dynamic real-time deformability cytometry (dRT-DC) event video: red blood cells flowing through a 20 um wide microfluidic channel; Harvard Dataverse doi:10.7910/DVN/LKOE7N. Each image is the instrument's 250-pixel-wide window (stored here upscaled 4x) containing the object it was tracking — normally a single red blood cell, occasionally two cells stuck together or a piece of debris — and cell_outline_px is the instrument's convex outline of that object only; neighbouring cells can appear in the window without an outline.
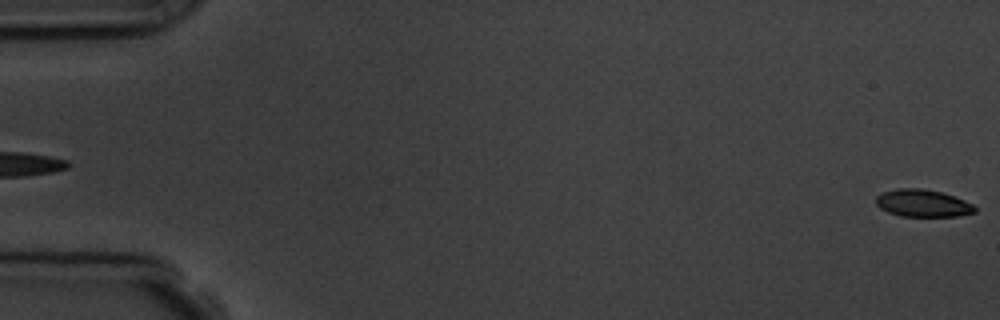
{"species": "common noctule bat (a hibernating species)", "species_latin": "Nyctalus noctula", "temperature_condition": "room temperature", "stored_images_in_passage": 6, "segment_of_instrument_passage": [2, 2], "camera_frame_rate_fps": 3000, "um_per_image_px": 0.085, "animal": {"sex": "male", "body_mass_g": 19.5, "forearm_length_mm": 54.6}, "frame": {"image": 1, "passage_image": 6, "time_ms": 6.0, "image_size_px": [1000, 320], "cell_outline_px": [[976, 212], [956, 216], [900, 216], [888, 212], [880, 208], [876, 204], [876, 196], [884, 192], [896, 188], [920, 188], [940, 192], [964, 200], [972, 204], [976, 208]], "centroid_in_image_um": [78.41, 17.27], "position_along_channel_um": 6.6, "area_um2": 15.61}}